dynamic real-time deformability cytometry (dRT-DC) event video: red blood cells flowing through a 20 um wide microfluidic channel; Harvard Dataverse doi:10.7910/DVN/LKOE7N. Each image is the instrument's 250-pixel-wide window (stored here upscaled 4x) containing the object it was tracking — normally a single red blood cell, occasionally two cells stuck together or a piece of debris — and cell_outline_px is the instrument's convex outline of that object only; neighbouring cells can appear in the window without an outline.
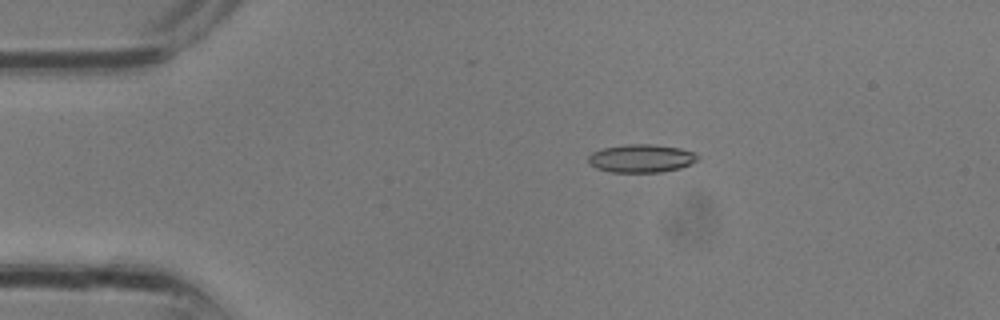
{"species": "common noctule bat (a hibernating species)", "species_latin": "Nyctalus noctula", "temperature_condition": "room temperature", "stored_images_in_passage": 29, "camera_frame_rate_fps": 3000, "um_per_image_px": 0.085, "animal": {"sex": "male", "body_mass_g": 13.3}, "frame": {"image": 1, "passage_image": 5, "time_ms": 1.333, "image_size_px": [1000, 320], "cell_outline_px": [[700, 156], [692, 164], [680, 168], [660, 172], [612, 172], [596, 168], [588, 164], [588, 156], [592, 152], [604, 148], [624, 144], [656, 144], [680, 148], [692, 152]], "centroid_in_image_um": [54.5, 13.46], "position_along_channel_um": 30.5, "area_um2": 18.03}}
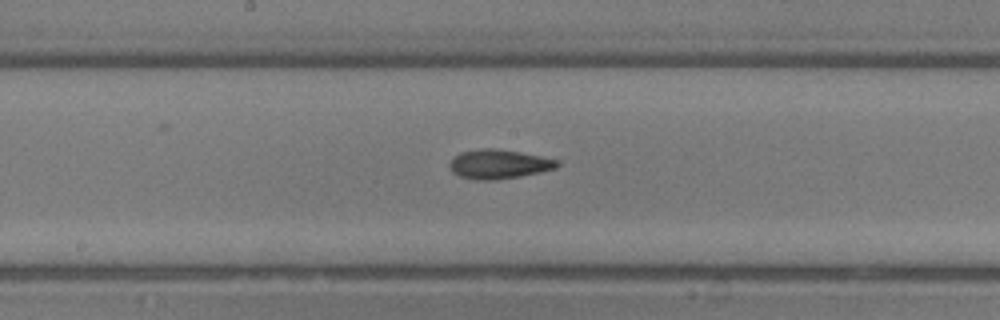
{"frame": {"image": 2, "passage_image": 15, "time_ms": 4.667, "image_size_px": [1000, 320], "cell_outline_px": [[560, 164], [556, 168], [540, 172], [520, 176], [496, 180], [476, 180], [460, 176], [452, 172], [448, 164], [460, 152], [484, 148], [492, 148], [520, 152], [560, 160]], "centroid_in_image_um": [42.41, 13.96], "position_along_channel_um": 205.8, "area_um2": 18.26}}
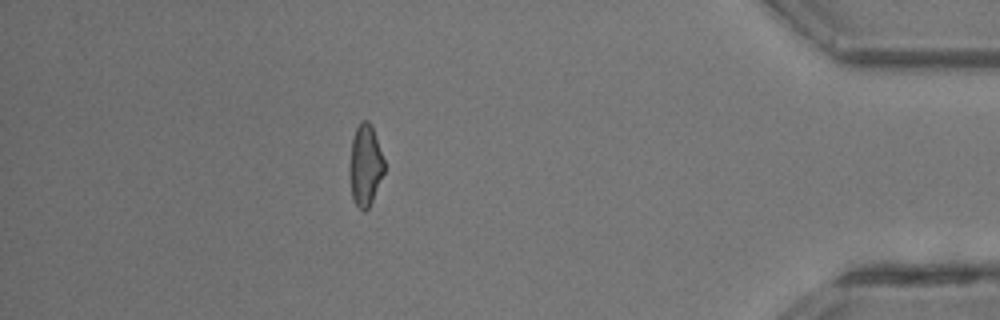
{"frame": {"image": 3, "passage_image": 26, "time_ms": 8.333, "image_size_px": [1000, 320], "cell_outline_px": [[384, 172], [372, 200], [368, 208], [364, 212], [356, 204], [352, 196], [348, 172], [348, 168], [352, 140], [356, 128], [360, 120], [368, 120], [372, 124], [384, 160]], "centroid_in_image_um": [31.03, 14.01], "position_along_channel_um": 404.2, "area_um2": 16.53}}